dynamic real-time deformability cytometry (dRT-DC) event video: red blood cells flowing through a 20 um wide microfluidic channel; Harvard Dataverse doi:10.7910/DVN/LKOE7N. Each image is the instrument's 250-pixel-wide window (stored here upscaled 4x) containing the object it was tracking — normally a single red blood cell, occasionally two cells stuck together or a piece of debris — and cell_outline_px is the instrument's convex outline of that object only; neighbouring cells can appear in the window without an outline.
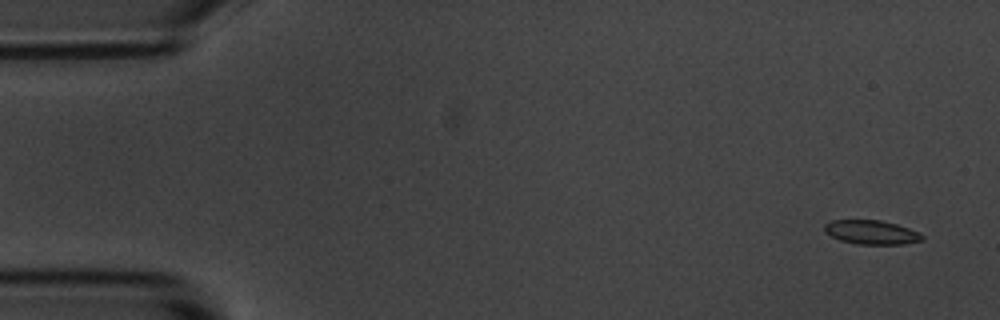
{"species": "common noctule bat (a hibernating species)", "species_latin": "Nyctalus noctula", "temperature_condition": "room temperature", "stored_images_in_passage": 5, "camera_frame_rate_fps": 3000, "um_per_image_px": 0.085, "animal": {"sex": "male", "body_mass_g": 20.1, "forearm_length_mm": 53.5}, "frame": {"image": 1, "passage_image": 1, "time_ms": 0.0, "image_size_px": [1000, 320], "cell_outline_px": [[924, 240], [904, 244], [856, 244], [840, 240], [824, 232], [824, 224], [832, 220], [880, 220], [896, 224], [920, 232], [924, 236]], "centroid_in_image_um": [74.08, 19.74], "position_along_channel_um": 10.9, "area_um2": 13.76}}
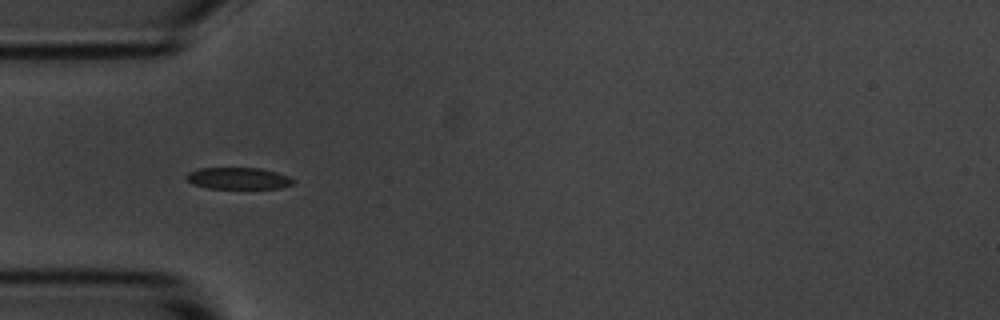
{"frame": {"image": 2, "passage_image": 5, "time_ms": 4.667, "image_size_px": [1000, 320], "cell_outline_px": [[292, 184], [280, 188], [208, 188], [192, 184], [184, 176], [188, 172], [200, 168], [260, 168], [276, 172], [288, 176], [292, 180]], "centroid_in_image_um": [20.2, 15.15], "position_along_channel_um": 64.8, "area_um2": 13.35}}